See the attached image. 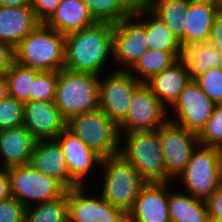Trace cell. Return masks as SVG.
I'll use <instances>...</instances> for the list:
<instances>
[{
    "mask_svg": "<svg viewBox=\"0 0 222 222\" xmlns=\"http://www.w3.org/2000/svg\"><path fill=\"white\" fill-rule=\"evenodd\" d=\"M113 29L114 24L96 22L65 35L64 68L100 76L107 61H112Z\"/></svg>",
    "mask_w": 222,
    "mask_h": 222,
    "instance_id": "6da1fadb",
    "label": "cell"
},
{
    "mask_svg": "<svg viewBox=\"0 0 222 222\" xmlns=\"http://www.w3.org/2000/svg\"><path fill=\"white\" fill-rule=\"evenodd\" d=\"M119 154L134 166L145 183L173 182L166 173L158 130L120 134Z\"/></svg>",
    "mask_w": 222,
    "mask_h": 222,
    "instance_id": "7a4b0ae2",
    "label": "cell"
},
{
    "mask_svg": "<svg viewBox=\"0 0 222 222\" xmlns=\"http://www.w3.org/2000/svg\"><path fill=\"white\" fill-rule=\"evenodd\" d=\"M14 60L39 71L64 68L65 35L40 23L15 48Z\"/></svg>",
    "mask_w": 222,
    "mask_h": 222,
    "instance_id": "3957f363",
    "label": "cell"
},
{
    "mask_svg": "<svg viewBox=\"0 0 222 222\" xmlns=\"http://www.w3.org/2000/svg\"><path fill=\"white\" fill-rule=\"evenodd\" d=\"M54 102L65 121L99 109V76L62 68Z\"/></svg>",
    "mask_w": 222,
    "mask_h": 222,
    "instance_id": "277c9868",
    "label": "cell"
},
{
    "mask_svg": "<svg viewBox=\"0 0 222 222\" xmlns=\"http://www.w3.org/2000/svg\"><path fill=\"white\" fill-rule=\"evenodd\" d=\"M103 183L100 195L112 206L127 214L133 207L141 187L145 182L134 166L120 154L101 158Z\"/></svg>",
    "mask_w": 222,
    "mask_h": 222,
    "instance_id": "5b68a950",
    "label": "cell"
},
{
    "mask_svg": "<svg viewBox=\"0 0 222 222\" xmlns=\"http://www.w3.org/2000/svg\"><path fill=\"white\" fill-rule=\"evenodd\" d=\"M66 128L101 158L119 154V127L100 108L70 118Z\"/></svg>",
    "mask_w": 222,
    "mask_h": 222,
    "instance_id": "8992f818",
    "label": "cell"
},
{
    "mask_svg": "<svg viewBox=\"0 0 222 222\" xmlns=\"http://www.w3.org/2000/svg\"><path fill=\"white\" fill-rule=\"evenodd\" d=\"M176 180H181L188 194L207 200L222 185L220 149L199 144L185 169L173 182Z\"/></svg>",
    "mask_w": 222,
    "mask_h": 222,
    "instance_id": "52a82bcc",
    "label": "cell"
},
{
    "mask_svg": "<svg viewBox=\"0 0 222 222\" xmlns=\"http://www.w3.org/2000/svg\"><path fill=\"white\" fill-rule=\"evenodd\" d=\"M7 175L11 197L26 208L58 198L67 191L58 180L44 175L29 163L7 168Z\"/></svg>",
    "mask_w": 222,
    "mask_h": 222,
    "instance_id": "ba28073f",
    "label": "cell"
},
{
    "mask_svg": "<svg viewBox=\"0 0 222 222\" xmlns=\"http://www.w3.org/2000/svg\"><path fill=\"white\" fill-rule=\"evenodd\" d=\"M168 111L146 83L134 90L126 118L118 125L120 134L158 130L167 120Z\"/></svg>",
    "mask_w": 222,
    "mask_h": 222,
    "instance_id": "9c48e42d",
    "label": "cell"
},
{
    "mask_svg": "<svg viewBox=\"0 0 222 222\" xmlns=\"http://www.w3.org/2000/svg\"><path fill=\"white\" fill-rule=\"evenodd\" d=\"M214 106L195 80H190L170 108L174 118L169 112L168 120L198 135L212 116Z\"/></svg>",
    "mask_w": 222,
    "mask_h": 222,
    "instance_id": "30bf717a",
    "label": "cell"
},
{
    "mask_svg": "<svg viewBox=\"0 0 222 222\" xmlns=\"http://www.w3.org/2000/svg\"><path fill=\"white\" fill-rule=\"evenodd\" d=\"M109 72L106 77L99 76V108L119 125L128 114L133 92L140 82L128 71Z\"/></svg>",
    "mask_w": 222,
    "mask_h": 222,
    "instance_id": "8fae6325",
    "label": "cell"
},
{
    "mask_svg": "<svg viewBox=\"0 0 222 222\" xmlns=\"http://www.w3.org/2000/svg\"><path fill=\"white\" fill-rule=\"evenodd\" d=\"M137 20L131 14L114 24L112 61L121 64L119 71H129L148 50L145 27Z\"/></svg>",
    "mask_w": 222,
    "mask_h": 222,
    "instance_id": "7c38bea8",
    "label": "cell"
},
{
    "mask_svg": "<svg viewBox=\"0 0 222 222\" xmlns=\"http://www.w3.org/2000/svg\"><path fill=\"white\" fill-rule=\"evenodd\" d=\"M159 138L165 161L166 173L175 179L188 164L199 145L197 134L167 120L159 129Z\"/></svg>",
    "mask_w": 222,
    "mask_h": 222,
    "instance_id": "4fadbf2b",
    "label": "cell"
},
{
    "mask_svg": "<svg viewBox=\"0 0 222 222\" xmlns=\"http://www.w3.org/2000/svg\"><path fill=\"white\" fill-rule=\"evenodd\" d=\"M87 186L67 189L68 222H127V214L109 204L100 193L89 195Z\"/></svg>",
    "mask_w": 222,
    "mask_h": 222,
    "instance_id": "5bb4252c",
    "label": "cell"
},
{
    "mask_svg": "<svg viewBox=\"0 0 222 222\" xmlns=\"http://www.w3.org/2000/svg\"><path fill=\"white\" fill-rule=\"evenodd\" d=\"M55 140L59 143L66 158L70 173V188L88 186L86 178L96 165L100 168L101 157L91 150L81 139L65 128ZM90 171V172H89Z\"/></svg>",
    "mask_w": 222,
    "mask_h": 222,
    "instance_id": "9a60e30c",
    "label": "cell"
},
{
    "mask_svg": "<svg viewBox=\"0 0 222 222\" xmlns=\"http://www.w3.org/2000/svg\"><path fill=\"white\" fill-rule=\"evenodd\" d=\"M168 197L169 182L145 183L127 213V222H171Z\"/></svg>",
    "mask_w": 222,
    "mask_h": 222,
    "instance_id": "2e32d148",
    "label": "cell"
},
{
    "mask_svg": "<svg viewBox=\"0 0 222 222\" xmlns=\"http://www.w3.org/2000/svg\"><path fill=\"white\" fill-rule=\"evenodd\" d=\"M23 125L39 140H55L66 128L54 101H28L24 103Z\"/></svg>",
    "mask_w": 222,
    "mask_h": 222,
    "instance_id": "e0dca14e",
    "label": "cell"
},
{
    "mask_svg": "<svg viewBox=\"0 0 222 222\" xmlns=\"http://www.w3.org/2000/svg\"><path fill=\"white\" fill-rule=\"evenodd\" d=\"M29 164L44 175L58 180L66 189H70L66 158L56 140L36 141Z\"/></svg>",
    "mask_w": 222,
    "mask_h": 222,
    "instance_id": "ac0fdd59",
    "label": "cell"
},
{
    "mask_svg": "<svg viewBox=\"0 0 222 222\" xmlns=\"http://www.w3.org/2000/svg\"><path fill=\"white\" fill-rule=\"evenodd\" d=\"M36 141L24 125L0 130V168L28 164Z\"/></svg>",
    "mask_w": 222,
    "mask_h": 222,
    "instance_id": "d6986e66",
    "label": "cell"
},
{
    "mask_svg": "<svg viewBox=\"0 0 222 222\" xmlns=\"http://www.w3.org/2000/svg\"><path fill=\"white\" fill-rule=\"evenodd\" d=\"M221 4L214 0H191L184 18L183 43L208 41L215 16Z\"/></svg>",
    "mask_w": 222,
    "mask_h": 222,
    "instance_id": "ffe728a7",
    "label": "cell"
},
{
    "mask_svg": "<svg viewBox=\"0 0 222 222\" xmlns=\"http://www.w3.org/2000/svg\"><path fill=\"white\" fill-rule=\"evenodd\" d=\"M39 24L30 6H0V41L13 49Z\"/></svg>",
    "mask_w": 222,
    "mask_h": 222,
    "instance_id": "44dd1931",
    "label": "cell"
},
{
    "mask_svg": "<svg viewBox=\"0 0 222 222\" xmlns=\"http://www.w3.org/2000/svg\"><path fill=\"white\" fill-rule=\"evenodd\" d=\"M190 80L188 67L177 60L167 69L153 76L146 84L168 110L177 101L181 91Z\"/></svg>",
    "mask_w": 222,
    "mask_h": 222,
    "instance_id": "7402d4cb",
    "label": "cell"
},
{
    "mask_svg": "<svg viewBox=\"0 0 222 222\" xmlns=\"http://www.w3.org/2000/svg\"><path fill=\"white\" fill-rule=\"evenodd\" d=\"M132 14L145 27L148 49L170 52L179 58L181 44L160 17L146 4H136Z\"/></svg>",
    "mask_w": 222,
    "mask_h": 222,
    "instance_id": "603a6c76",
    "label": "cell"
},
{
    "mask_svg": "<svg viewBox=\"0 0 222 222\" xmlns=\"http://www.w3.org/2000/svg\"><path fill=\"white\" fill-rule=\"evenodd\" d=\"M95 23L96 21L83 0H62L55 13L45 24L59 33L67 35Z\"/></svg>",
    "mask_w": 222,
    "mask_h": 222,
    "instance_id": "cb8c5ba5",
    "label": "cell"
},
{
    "mask_svg": "<svg viewBox=\"0 0 222 222\" xmlns=\"http://www.w3.org/2000/svg\"><path fill=\"white\" fill-rule=\"evenodd\" d=\"M178 60L188 67L191 80L210 68L222 67V54L210 42L181 43Z\"/></svg>",
    "mask_w": 222,
    "mask_h": 222,
    "instance_id": "d4e9b609",
    "label": "cell"
},
{
    "mask_svg": "<svg viewBox=\"0 0 222 222\" xmlns=\"http://www.w3.org/2000/svg\"><path fill=\"white\" fill-rule=\"evenodd\" d=\"M169 182L168 209L171 222H211L206 200L193 197L187 192L170 189Z\"/></svg>",
    "mask_w": 222,
    "mask_h": 222,
    "instance_id": "484cf974",
    "label": "cell"
},
{
    "mask_svg": "<svg viewBox=\"0 0 222 222\" xmlns=\"http://www.w3.org/2000/svg\"><path fill=\"white\" fill-rule=\"evenodd\" d=\"M191 0H149L145 3L183 43L184 18Z\"/></svg>",
    "mask_w": 222,
    "mask_h": 222,
    "instance_id": "4316f807",
    "label": "cell"
},
{
    "mask_svg": "<svg viewBox=\"0 0 222 222\" xmlns=\"http://www.w3.org/2000/svg\"><path fill=\"white\" fill-rule=\"evenodd\" d=\"M177 60L170 52L148 49L128 72L138 82L146 83Z\"/></svg>",
    "mask_w": 222,
    "mask_h": 222,
    "instance_id": "83f0119b",
    "label": "cell"
},
{
    "mask_svg": "<svg viewBox=\"0 0 222 222\" xmlns=\"http://www.w3.org/2000/svg\"><path fill=\"white\" fill-rule=\"evenodd\" d=\"M96 22L116 24L130 16L135 8L134 0H83Z\"/></svg>",
    "mask_w": 222,
    "mask_h": 222,
    "instance_id": "f1b7e54d",
    "label": "cell"
},
{
    "mask_svg": "<svg viewBox=\"0 0 222 222\" xmlns=\"http://www.w3.org/2000/svg\"><path fill=\"white\" fill-rule=\"evenodd\" d=\"M25 222H68L67 191L58 198L26 208Z\"/></svg>",
    "mask_w": 222,
    "mask_h": 222,
    "instance_id": "f546056e",
    "label": "cell"
},
{
    "mask_svg": "<svg viewBox=\"0 0 222 222\" xmlns=\"http://www.w3.org/2000/svg\"><path fill=\"white\" fill-rule=\"evenodd\" d=\"M39 70L33 69L15 60L5 73L7 77L9 96L26 103L29 101V94L32 92V83Z\"/></svg>",
    "mask_w": 222,
    "mask_h": 222,
    "instance_id": "4dcf8cb0",
    "label": "cell"
},
{
    "mask_svg": "<svg viewBox=\"0 0 222 222\" xmlns=\"http://www.w3.org/2000/svg\"><path fill=\"white\" fill-rule=\"evenodd\" d=\"M58 72L39 71L32 83L29 101H54L57 88Z\"/></svg>",
    "mask_w": 222,
    "mask_h": 222,
    "instance_id": "1f68e13d",
    "label": "cell"
},
{
    "mask_svg": "<svg viewBox=\"0 0 222 222\" xmlns=\"http://www.w3.org/2000/svg\"><path fill=\"white\" fill-rule=\"evenodd\" d=\"M197 136L200 145L222 148V103L215 104L212 116Z\"/></svg>",
    "mask_w": 222,
    "mask_h": 222,
    "instance_id": "d6a6232c",
    "label": "cell"
},
{
    "mask_svg": "<svg viewBox=\"0 0 222 222\" xmlns=\"http://www.w3.org/2000/svg\"><path fill=\"white\" fill-rule=\"evenodd\" d=\"M24 103L8 96L0 101V130L23 125Z\"/></svg>",
    "mask_w": 222,
    "mask_h": 222,
    "instance_id": "836d02e7",
    "label": "cell"
},
{
    "mask_svg": "<svg viewBox=\"0 0 222 222\" xmlns=\"http://www.w3.org/2000/svg\"><path fill=\"white\" fill-rule=\"evenodd\" d=\"M195 82L214 104L222 103V67L208 69Z\"/></svg>",
    "mask_w": 222,
    "mask_h": 222,
    "instance_id": "e575fe53",
    "label": "cell"
},
{
    "mask_svg": "<svg viewBox=\"0 0 222 222\" xmlns=\"http://www.w3.org/2000/svg\"><path fill=\"white\" fill-rule=\"evenodd\" d=\"M26 207L16 198L0 202V222H25Z\"/></svg>",
    "mask_w": 222,
    "mask_h": 222,
    "instance_id": "d590c367",
    "label": "cell"
},
{
    "mask_svg": "<svg viewBox=\"0 0 222 222\" xmlns=\"http://www.w3.org/2000/svg\"><path fill=\"white\" fill-rule=\"evenodd\" d=\"M62 0H31L30 7L40 23H46Z\"/></svg>",
    "mask_w": 222,
    "mask_h": 222,
    "instance_id": "8d00e7d4",
    "label": "cell"
},
{
    "mask_svg": "<svg viewBox=\"0 0 222 222\" xmlns=\"http://www.w3.org/2000/svg\"><path fill=\"white\" fill-rule=\"evenodd\" d=\"M211 222H217L222 213V185L206 200Z\"/></svg>",
    "mask_w": 222,
    "mask_h": 222,
    "instance_id": "74e56055",
    "label": "cell"
},
{
    "mask_svg": "<svg viewBox=\"0 0 222 222\" xmlns=\"http://www.w3.org/2000/svg\"><path fill=\"white\" fill-rule=\"evenodd\" d=\"M208 42L212 43L222 54V10L214 18Z\"/></svg>",
    "mask_w": 222,
    "mask_h": 222,
    "instance_id": "f35d334b",
    "label": "cell"
},
{
    "mask_svg": "<svg viewBox=\"0 0 222 222\" xmlns=\"http://www.w3.org/2000/svg\"><path fill=\"white\" fill-rule=\"evenodd\" d=\"M14 61V49L0 41V74H5Z\"/></svg>",
    "mask_w": 222,
    "mask_h": 222,
    "instance_id": "ab89813d",
    "label": "cell"
},
{
    "mask_svg": "<svg viewBox=\"0 0 222 222\" xmlns=\"http://www.w3.org/2000/svg\"><path fill=\"white\" fill-rule=\"evenodd\" d=\"M11 197L7 169L0 168V202Z\"/></svg>",
    "mask_w": 222,
    "mask_h": 222,
    "instance_id": "60d3db41",
    "label": "cell"
},
{
    "mask_svg": "<svg viewBox=\"0 0 222 222\" xmlns=\"http://www.w3.org/2000/svg\"><path fill=\"white\" fill-rule=\"evenodd\" d=\"M31 0H0V6L5 7H22L30 6Z\"/></svg>",
    "mask_w": 222,
    "mask_h": 222,
    "instance_id": "b9f144b4",
    "label": "cell"
},
{
    "mask_svg": "<svg viewBox=\"0 0 222 222\" xmlns=\"http://www.w3.org/2000/svg\"><path fill=\"white\" fill-rule=\"evenodd\" d=\"M9 96L7 77L5 74H0V101Z\"/></svg>",
    "mask_w": 222,
    "mask_h": 222,
    "instance_id": "7bdbcfd3",
    "label": "cell"
},
{
    "mask_svg": "<svg viewBox=\"0 0 222 222\" xmlns=\"http://www.w3.org/2000/svg\"><path fill=\"white\" fill-rule=\"evenodd\" d=\"M220 172H221V183H222V148H220Z\"/></svg>",
    "mask_w": 222,
    "mask_h": 222,
    "instance_id": "ee69618b",
    "label": "cell"
},
{
    "mask_svg": "<svg viewBox=\"0 0 222 222\" xmlns=\"http://www.w3.org/2000/svg\"><path fill=\"white\" fill-rule=\"evenodd\" d=\"M149 0H139V4H145L147 3Z\"/></svg>",
    "mask_w": 222,
    "mask_h": 222,
    "instance_id": "f6af8a7d",
    "label": "cell"
},
{
    "mask_svg": "<svg viewBox=\"0 0 222 222\" xmlns=\"http://www.w3.org/2000/svg\"><path fill=\"white\" fill-rule=\"evenodd\" d=\"M217 222H222V213H220V219Z\"/></svg>",
    "mask_w": 222,
    "mask_h": 222,
    "instance_id": "bcb514c9",
    "label": "cell"
},
{
    "mask_svg": "<svg viewBox=\"0 0 222 222\" xmlns=\"http://www.w3.org/2000/svg\"><path fill=\"white\" fill-rule=\"evenodd\" d=\"M214 1H216V2H218V3H220V4H222V0H214Z\"/></svg>",
    "mask_w": 222,
    "mask_h": 222,
    "instance_id": "7dc6e473",
    "label": "cell"
},
{
    "mask_svg": "<svg viewBox=\"0 0 222 222\" xmlns=\"http://www.w3.org/2000/svg\"><path fill=\"white\" fill-rule=\"evenodd\" d=\"M134 2H135L136 4H139V0H134Z\"/></svg>",
    "mask_w": 222,
    "mask_h": 222,
    "instance_id": "c3c4849f",
    "label": "cell"
}]
</instances>
